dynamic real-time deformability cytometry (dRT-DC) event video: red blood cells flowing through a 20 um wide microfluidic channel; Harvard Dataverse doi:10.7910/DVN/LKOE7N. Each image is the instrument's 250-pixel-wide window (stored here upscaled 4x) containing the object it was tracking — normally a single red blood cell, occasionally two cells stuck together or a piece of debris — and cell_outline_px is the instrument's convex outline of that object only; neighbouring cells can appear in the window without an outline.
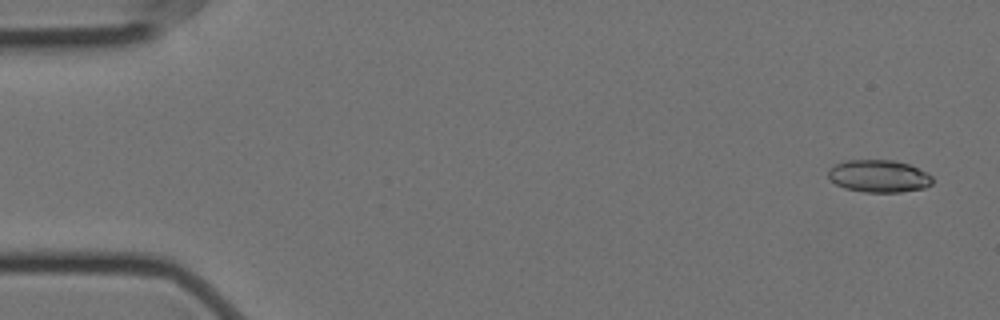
{"species": "Egyptian fruit bat (a non-hibernating species)", "species_latin": "Rousettus aegyptiacus", "temperature_condition": "cold", "stored_images_in_passage": 6, "camera_frame_rate_fps": 3000, "um_per_image_px": 0.085, "animal": {"sex": "female"}, "frame": {"image": 1, "passage_image": 1, "time_ms": 0.0, "image_size_px": [1000, 320], "cell_outline_px": [[932, 184], [924, 188], [900, 192], [864, 192], [844, 188], [836, 184], [828, 176], [828, 172], [836, 164], [844, 160], [896, 160], [908, 164], [932, 176]], "centroid_in_image_um": [74.7, 14.97], "position_along_channel_um": 10.3, "area_um2": 19.54}}